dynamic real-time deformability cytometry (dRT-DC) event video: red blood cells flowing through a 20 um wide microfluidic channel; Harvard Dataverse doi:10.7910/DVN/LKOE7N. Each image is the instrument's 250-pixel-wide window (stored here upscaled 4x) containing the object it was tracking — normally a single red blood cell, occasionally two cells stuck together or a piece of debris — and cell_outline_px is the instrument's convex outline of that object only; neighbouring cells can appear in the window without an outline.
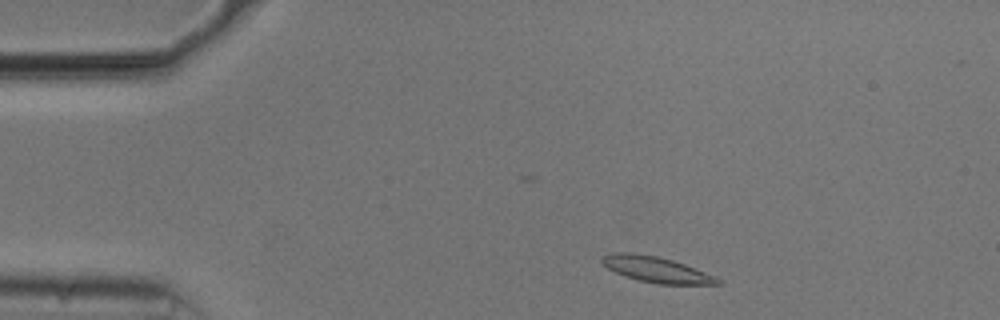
{"species": "common noctule bat (a hibernating species)", "species_latin": "Nyctalus noctula", "temperature_condition": "cold", "stored_images_in_passage": 49, "camera_frame_rate_fps": 3000, "um_per_image_px": 0.085, "animal": {"sex": "male", "body_mass_g": 20.5, "forearm_length_mm": 52.5}, "frame": {"image": 1, "passage_image": 3, "time_ms": 0.667, "image_size_px": [1000, 320], "cell_outline_px": [[720, 284], [656, 284], [624, 276], [608, 268], [600, 260], [604, 256], [612, 252], [632, 252], [656, 256], [672, 260], [684, 264], [704, 272], [720, 280]], "centroid_in_image_um": [55.73, 22.9], "position_along_channel_um": 29.3, "area_um2": 16.99}}
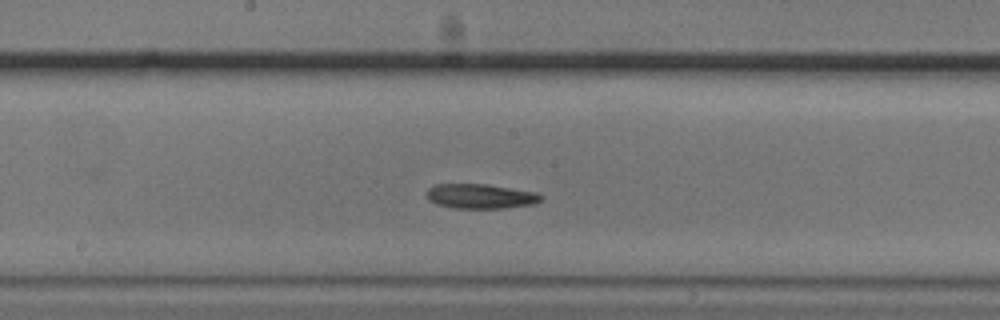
{"frame": {"image": 2, "passage_image": 22, "time_ms": 7.0, "image_size_px": [1000, 320], "cell_outline_px": [[544, 196], [536, 204], [508, 208], [452, 208], [436, 204], [428, 200], [428, 188], [436, 184], [488, 184], [536, 192]], "centroid_in_image_um": [40.88, 16.68], "position_along_channel_um": 207.3, "area_um2": 16.59}}
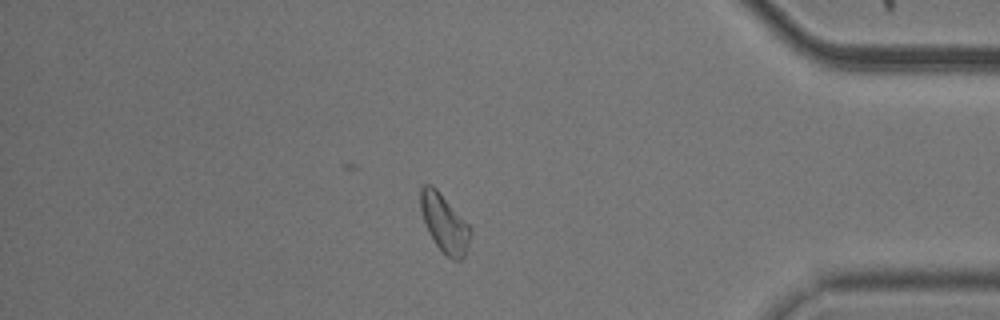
{"frame": {"image": 3, "passage_image": 40, "time_ms": 13.0, "image_size_px": [1000, 320], "cell_outline_px": [[472, 232], [464, 256], [460, 260], [452, 260], [436, 244], [428, 232], [420, 208], [420, 188], [424, 184], [432, 184], [440, 192], [472, 228]], "centroid_in_image_um": [37.77, 18.95], "position_along_channel_um": 397.4, "area_um2": 16.76}, "authors_computed_cell_mechanics": {"area_um2": 16.5308, "velocity_mm_per_s": 3.6967, "shape_relaxation_time_tau1_ms": 2.2356, "shape_relaxation_time_tau2_ms": null, "deformation_change_tau1": 0.1023, "deformation_change_tau2": null}}